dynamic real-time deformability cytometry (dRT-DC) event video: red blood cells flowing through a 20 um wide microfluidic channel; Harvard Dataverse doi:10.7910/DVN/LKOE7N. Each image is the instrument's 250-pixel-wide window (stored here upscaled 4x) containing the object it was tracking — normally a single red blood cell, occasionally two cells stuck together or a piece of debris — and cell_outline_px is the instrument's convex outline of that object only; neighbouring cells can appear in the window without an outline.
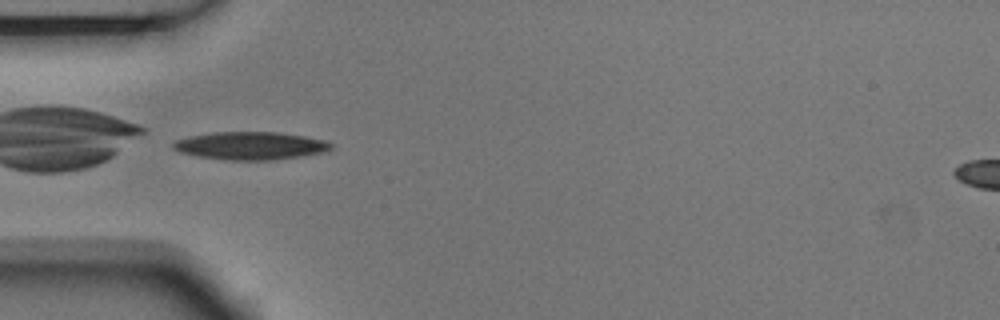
{"species": "Egyptian fruit bat (a non-hibernating species)", "species_latin": "Rousettus aegyptiacus", "temperature_condition": "room temperature", "stored_images_in_passage": 7, "camera_frame_rate_fps": 3000, "um_per_image_px": 0.085, "animal": {"sex": "male"}, "frame": {"image": 1, "passage_image": 5, "time_ms": 1.333, "image_size_px": [1000, 320], "cell_outline_px": [[332, 148], [320, 152], [296, 156], [268, 160], [228, 160], [200, 156], [180, 152], [172, 148], [172, 144], [176, 140], [188, 136], [212, 132], [276, 132], [304, 136], [324, 140], [332, 144]], "centroid_in_image_um": [21.22, 12.37], "position_along_channel_um": 63.8, "area_um2": 25.2}}
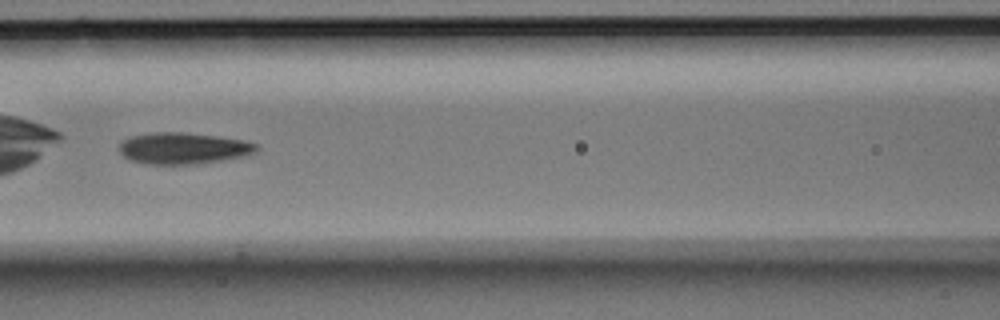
{"frame": {"image": 2, "passage_image": 7, "time_ms": 2.0, "image_size_px": [1000, 320], "cell_outline_px": [[260, 148], [256, 152], [244, 156], [200, 164], [144, 164], [132, 160], [124, 156], [120, 152], [120, 144], [124, 140], [132, 136], [152, 132], [180, 132], [216, 136], [244, 140], [256, 144]], "centroid_in_image_um": [15.61, 12.61], "position_along_channel_um": 151.0, "area_um2": 25.09}}